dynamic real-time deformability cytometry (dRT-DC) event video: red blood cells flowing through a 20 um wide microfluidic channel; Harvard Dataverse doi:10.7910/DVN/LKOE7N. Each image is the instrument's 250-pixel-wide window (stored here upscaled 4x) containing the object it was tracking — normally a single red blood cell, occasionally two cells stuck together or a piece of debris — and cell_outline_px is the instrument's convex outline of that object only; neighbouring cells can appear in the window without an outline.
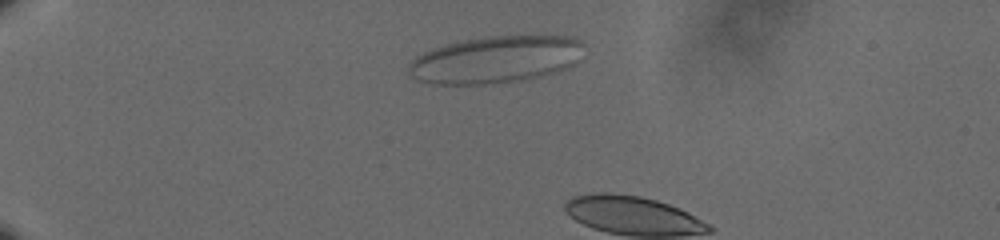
{"species": "human", "species_latin": "Homo sapiens", "temperature_condition": "cold", "stored_images_in_passage": 4, "camera_frame_rate_fps": 3000, "um_per_image_px": 0.085, "donor": {"sex": "male"}, "frame": {"image": 1, "passage_image": 1, "time_ms": 0.0, "image_size_px": [1000, 240], "cell_outline_px": [[584, 44], [572, 64], [556, 72], [540, 76], [516, 80], [484, 84], [432, 84], [416, 80], [408, 72], [408, 64], [416, 56], [432, 48], [444, 44], [464, 40], [488, 36], [572, 36], [580, 40]], "centroid_in_image_um": [42.05, 5.05], "position_along_channel_um": 43.0, "area_um2": 47.63}}